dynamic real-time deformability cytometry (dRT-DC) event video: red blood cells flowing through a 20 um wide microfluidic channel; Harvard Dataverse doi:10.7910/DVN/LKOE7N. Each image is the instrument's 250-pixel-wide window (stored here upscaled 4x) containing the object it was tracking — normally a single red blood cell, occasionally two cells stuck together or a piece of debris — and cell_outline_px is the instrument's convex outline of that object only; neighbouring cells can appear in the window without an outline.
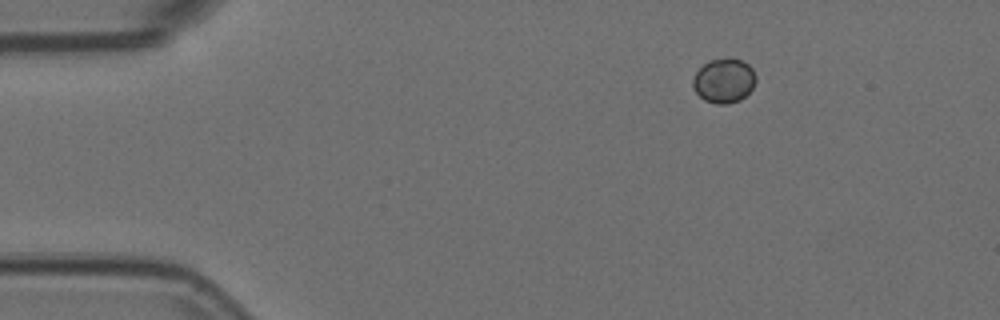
{"species": "Egyptian fruit bat (a non-hibernating species)", "species_latin": "Rousettus aegyptiacus", "temperature_condition": "room temperature", "stored_images_in_passage": 48, "camera_frame_rate_fps": 3000, "um_per_image_px": 0.085, "animal": {"sex": "female"}, "frame": {"image": 1, "passage_image": 1, "time_ms": 0.0, "image_size_px": [1000, 320], "cell_outline_px": [[756, 80], [752, 88], [740, 100], [728, 104], [716, 104], [704, 100], [692, 88], [692, 80], [696, 72], [708, 60], [740, 60], [748, 64], [752, 68], [756, 76]], "centroid_in_image_um": [61.52, 6.89], "position_along_channel_um": 23.5, "area_um2": 16.07}}
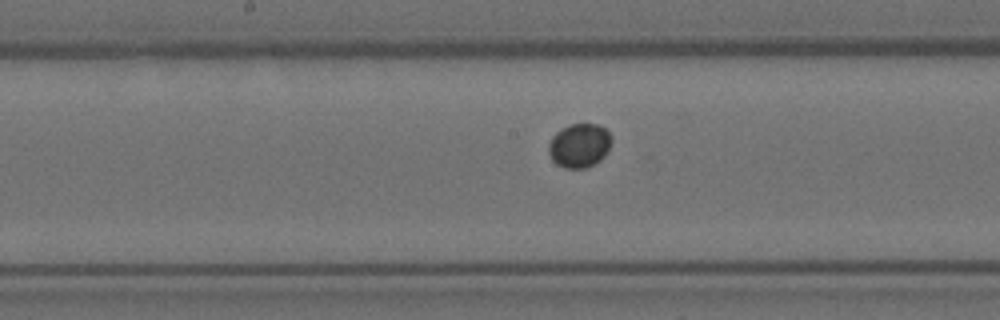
{"frame": {"image": 2, "passage_image": 21, "time_ms": 6.667, "image_size_px": [1000, 320], "cell_outline_px": [[612, 140], [608, 152], [600, 160], [588, 168], [564, 168], [556, 164], [552, 160], [548, 152], [548, 144], [552, 136], [556, 132], [568, 124], [600, 124], [608, 132]], "centroid_in_image_um": [49.24, 12.37], "position_along_channel_um": 199.0, "area_um2": 16.36}}
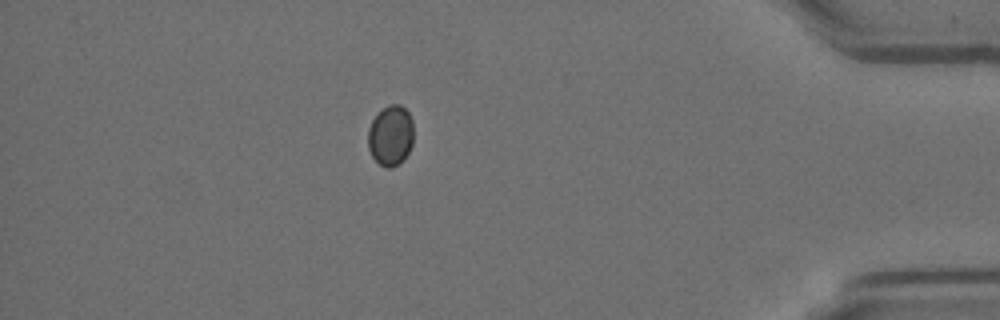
{"frame": {"image": 3, "passage_image": 41, "time_ms": 13.333, "image_size_px": [1000, 320], "cell_outline_px": [[412, 144], [404, 160], [392, 168], [384, 168], [372, 156], [368, 148], [368, 128], [372, 120], [388, 104], [400, 104], [408, 112], [412, 120]], "centroid_in_image_um": [33.2, 11.54], "position_along_channel_um": 402.0, "area_um2": 16.01}}